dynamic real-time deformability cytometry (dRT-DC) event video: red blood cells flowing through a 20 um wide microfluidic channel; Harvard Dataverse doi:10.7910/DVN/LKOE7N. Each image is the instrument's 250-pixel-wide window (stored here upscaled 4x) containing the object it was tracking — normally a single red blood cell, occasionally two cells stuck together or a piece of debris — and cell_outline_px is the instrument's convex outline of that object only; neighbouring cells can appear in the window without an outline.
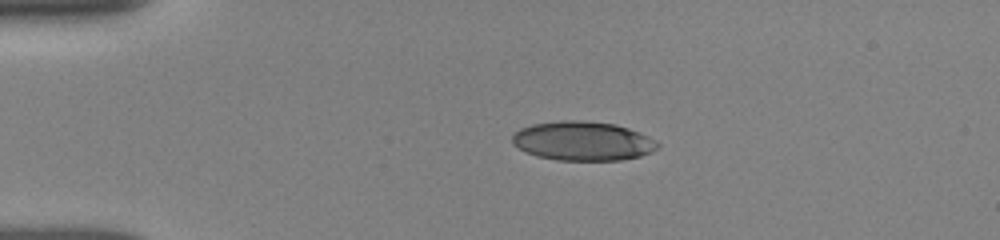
{"species": "human", "species_latin": "Homo sapiens", "temperature_condition": "room temperature", "stored_images_in_passage": 6, "camera_frame_rate_fps": 3000, "um_per_image_px": 0.085, "donor": {"sex": "female"}, "frame": {"image": 1, "passage_image": 1, "time_ms": 0.0, "image_size_px": [1000, 240], "cell_outline_px": [[660, 144], [652, 152], [640, 156], [620, 160], [556, 160], [536, 156], [512, 144], [512, 136], [520, 128], [532, 124], [560, 120], [580, 120], [616, 124], [640, 132], [648, 136]], "centroid_in_image_um": [49.53, 11.98], "position_along_channel_um": 35.5, "area_um2": 33.18}}
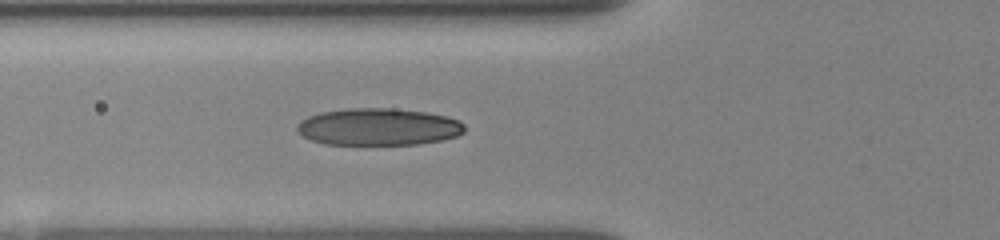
{"frame": {"image": 2, "passage_image": 6, "time_ms": 2.667, "image_size_px": [1000, 240], "cell_outline_px": [[464, 132], [456, 136], [444, 140], [420, 144], [324, 144], [312, 140], [304, 136], [296, 128], [308, 116], [320, 112], [348, 108], [392, 108], [424, 112], [448, 116], [460, 120], [464, 124]], "centroid_in_image_um": [32.22, 10.78], "position_along_channel_um": 93.6, "area_um2": 36.13}}